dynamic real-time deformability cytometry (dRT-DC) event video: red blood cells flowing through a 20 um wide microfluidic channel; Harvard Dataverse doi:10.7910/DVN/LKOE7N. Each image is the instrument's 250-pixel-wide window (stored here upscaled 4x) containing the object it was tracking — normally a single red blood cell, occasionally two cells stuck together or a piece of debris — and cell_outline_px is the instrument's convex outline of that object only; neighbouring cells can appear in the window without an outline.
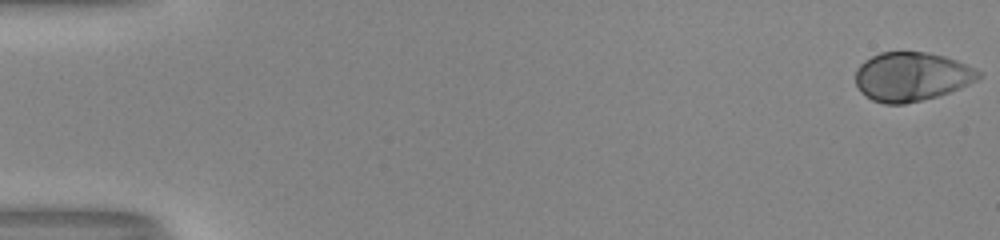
{"species": "human", "species_latin": "Homo sapiens", "temperature_condition": "room temperature", "stored_images_in_passage": 53, "camera_frame_rate_fps": 3000, "um_per_image_px": 0.085, "donor": {"sex": "male"}, "frame": {"image": 1, "passage_image": 1, "time_ms": 0.0, "image_size_px": [1000, 240], "cell_outline_px": [[984, 76], [968, 84], [948, 92], [936, 96], [904, 104], [884, 104], [872, 100], [860, 92], [856, 84], [856, 68], [864, 60], [880, 52], [924, 52], [944, 56], [956, 60], [976, 68], [984, 72]], "centroid_in_image_um": [77.48, 6.51], "position_along_channel_um": 7.5, "area_um2": 35.14}}
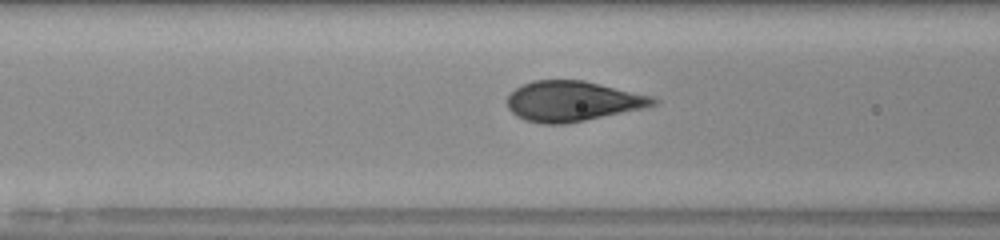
{"frame": {"image": 2, "passage_image": 23, "time_ms": 7.333, "image_size_px": [1000, 240], "cell_outline_px": [[660, 100], [656, 104], [648, 108], [564, 124], [544, 124], [524, 120], [516, 116], [508, 108], [508, 96], [516, 88], [532, 80], [584, 80], [652, 96]], "centroid_in_image_um": [48.7, 8.61], "position_along_channel_um": 117.9, "area_um2": 34.33}}
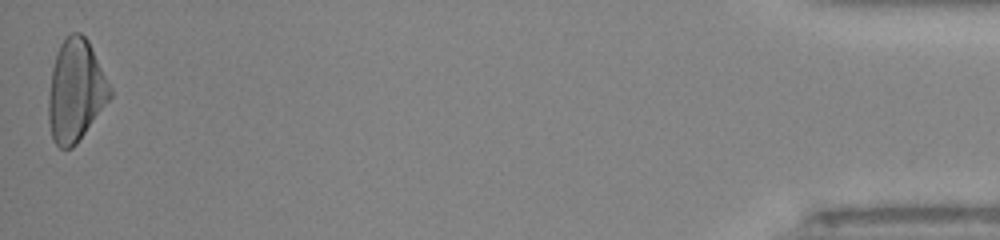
{"frame": {"image": 3, "passage_image": 53, "time_ms": 17.333, "image_size_px": [1000, 240], "cell_outline_px": [[112, 96], [76, 144], [72, 148], [60, 148], [52, 140], [48, 120], [48, 96], [52, 68], [56, 52], [60, 44], [72, 32], [80, 32], [88, 40], [112, 88]], "centroid_in_image_um": [6.42, 7.71], "position_along_channel_um": 428.8, "area_um2": 36.53}}